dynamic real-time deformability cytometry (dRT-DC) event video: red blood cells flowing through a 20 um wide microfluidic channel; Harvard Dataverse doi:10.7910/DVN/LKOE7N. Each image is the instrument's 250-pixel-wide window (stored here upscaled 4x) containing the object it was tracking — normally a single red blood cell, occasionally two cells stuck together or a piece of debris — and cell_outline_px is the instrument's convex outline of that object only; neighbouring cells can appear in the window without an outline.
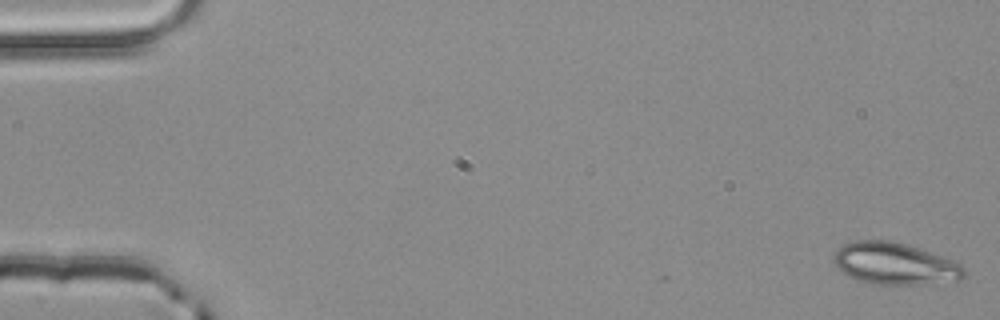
{"species": "common noctule bat (a hibernating species)", "species_latin": "Nyctalus noctula", "temperature_condition": "room temperature", "stored_images_in_passage": 4, "camera_frame_rate_fps": 3000, "um_per_image_px": 0.085, "animal": {"sex": "male", "body_mass_g": 20.4}, "frame": {"image": 1, "passage_image": 1, "time_ms": 0.0, "image_size_px": [1000, 320], "cell_outline_px": [[964, 276], [960, 280], [924, 284], [876, 284], [856, 280], [848, 276], [836, 268], [832, 260], [832, 256], [844, 244], [856, 240], [892, 240], [908, 244], [952, 260], [960, 264], [964, 268]], "centroid_in_image_um": [76.02, 22.41], "position_along_channel_um": 9.0, "area_um2": 31.91}}